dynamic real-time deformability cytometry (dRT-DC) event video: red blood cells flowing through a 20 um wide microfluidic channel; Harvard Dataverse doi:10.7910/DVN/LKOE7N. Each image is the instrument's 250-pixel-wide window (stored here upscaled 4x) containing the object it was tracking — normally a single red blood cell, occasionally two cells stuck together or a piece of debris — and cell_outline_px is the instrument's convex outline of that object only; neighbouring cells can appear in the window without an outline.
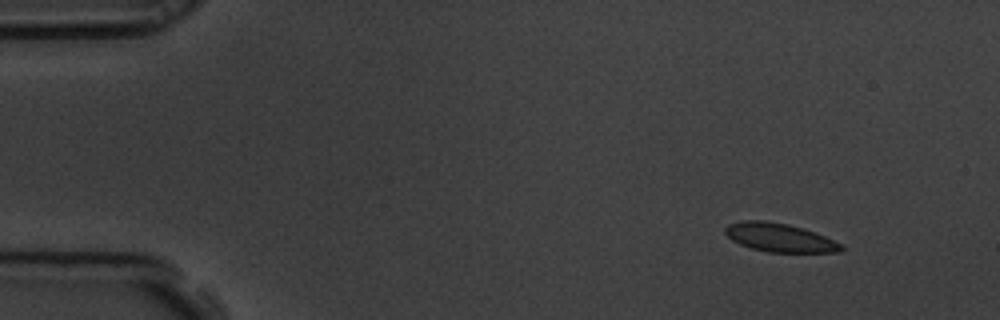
{"species": "common noctule bat (a hibernating species)", "species_latin": "Nyctalus noctula", "temperature_condition": "room temperature", "stored_images_in_passage": 4, "camera_frame_rate_fps": 3000, "um_per_image_px": 0.085, "animal": {"sex": "male", "body_mass_g": 19.5, "forearm_length_mm": 54.6}, "frame": {"image": 1, "passage_image": 1, "time_ms": 0.0, "image_size_px": [1000, 320], "cell_outline_px": [[844, 248], [840, 252], [768, 252], [752, 248], [740, 244], [732, 240], [724, 232], [724, 228], [728, 224], [744, 220], [764, 220], [788, 224], [804, 228], [816, 232], [840, 244]], "centroid_in_image_um": [66.24, 20.18], "position_along_channel_um": 18.8, "area_um2": 19.25}}
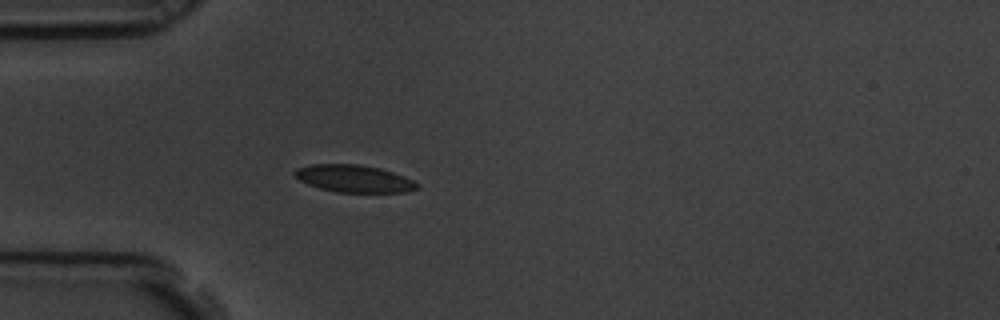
{"frame": {"image": 2, "passage_image": 4, "time_ms": 1.0, "image_size_px": [1000, 320], "cell_outline_px": [[420, 188], [404, 192], [336, 192], [320, 188], [308, 184], [300, 180], [292, 172], [296, 168], [312, 164], [360, 164], [380, 168], [404, 176], [420, 184]], "centroid_in_image_um": [30.1, 15.18], "position_along_channel_um": 54.9, "area_um2": 19.48}}